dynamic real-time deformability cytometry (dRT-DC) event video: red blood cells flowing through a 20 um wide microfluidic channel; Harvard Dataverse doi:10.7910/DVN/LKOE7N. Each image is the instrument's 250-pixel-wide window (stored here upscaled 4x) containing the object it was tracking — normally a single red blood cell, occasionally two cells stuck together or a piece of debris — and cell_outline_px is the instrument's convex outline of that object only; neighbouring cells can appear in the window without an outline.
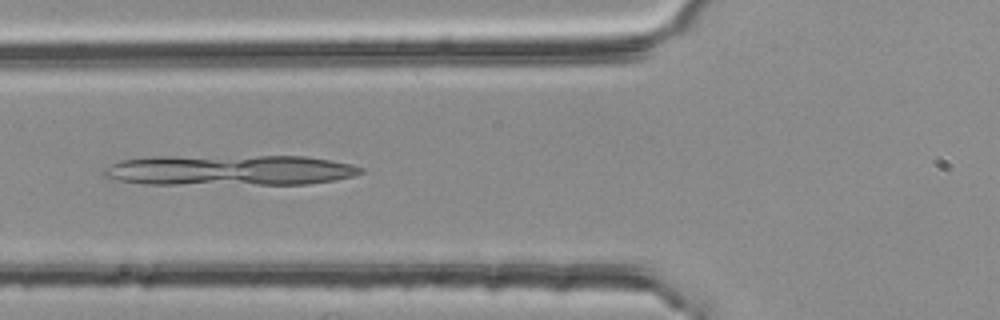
{"species": "common noctule bat (a hibernating species)", "species_latin": "Nyctalus noctula", "temperature_condition": "room temperature", "stored_images_in_passage": 4, "camera_frame_rate_fps": 3000, "um_per_image_px": 0.085, "animal": {"sex": "female", "body_mass_g": 25.1}, "frame": {"image": 1, "passage_image": 4, "time_ms": 1.0, "image_size_px": [1000, 320], "cell_outline_px": [[364, 172], [352, 176], [336, 180], [308, 184], [144, 184], [120, 180], [104, 176], [100, 172], [104, 168], [120, 160], [152, 156], [308, 156], [332, 160], [352, 164], [364, 168]], "centroid_in_image_um": [19.55, 14.46], "position_along_channel_um": 106.3, "area_um2": 46.24}}